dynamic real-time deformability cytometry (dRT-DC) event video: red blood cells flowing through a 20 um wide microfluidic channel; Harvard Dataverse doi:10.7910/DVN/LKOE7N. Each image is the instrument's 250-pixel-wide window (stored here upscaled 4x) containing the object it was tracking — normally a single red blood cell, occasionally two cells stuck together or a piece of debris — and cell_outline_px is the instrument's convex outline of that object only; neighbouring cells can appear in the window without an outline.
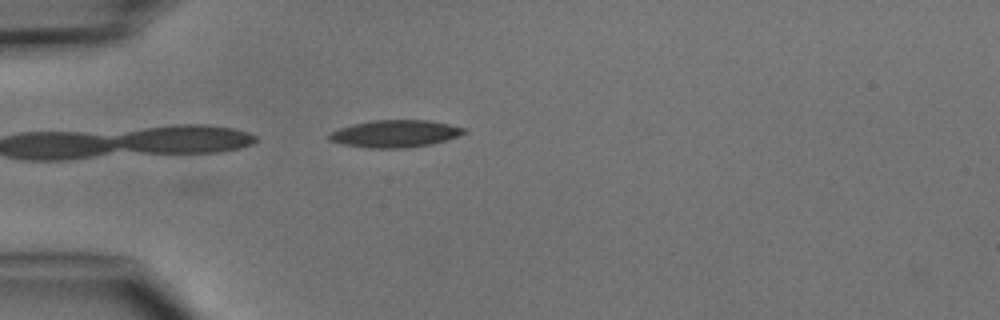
{"species": "common noctule bat (a hibernating species)", "species_latin": "Nyctalus noctula", "temperature_condition": "cold", "stored_images_in_passage": 6, "camera_frame_rate_fps": 3000, "um_per_image_px": 0.085, "animal": {"sex": "male", "body_mass_g": 15.6}, "frame": {"image": 1, "passage_image": 6, "time_ms": 5.667, "image_size_px": [1000, 320], "cell_outline_px": [[468, 132], [460, 136], [432, 144], [408, 148], [368, 148], [344, 144], [328, 140], [328, 132], [352, 124], [372, 120], [428, 120], [448, 124], [464, 128]], "centroid_in_image_um": [33.58, 11.36], "position_along_channel_um": 51.4, "area_um2": 21.56}}